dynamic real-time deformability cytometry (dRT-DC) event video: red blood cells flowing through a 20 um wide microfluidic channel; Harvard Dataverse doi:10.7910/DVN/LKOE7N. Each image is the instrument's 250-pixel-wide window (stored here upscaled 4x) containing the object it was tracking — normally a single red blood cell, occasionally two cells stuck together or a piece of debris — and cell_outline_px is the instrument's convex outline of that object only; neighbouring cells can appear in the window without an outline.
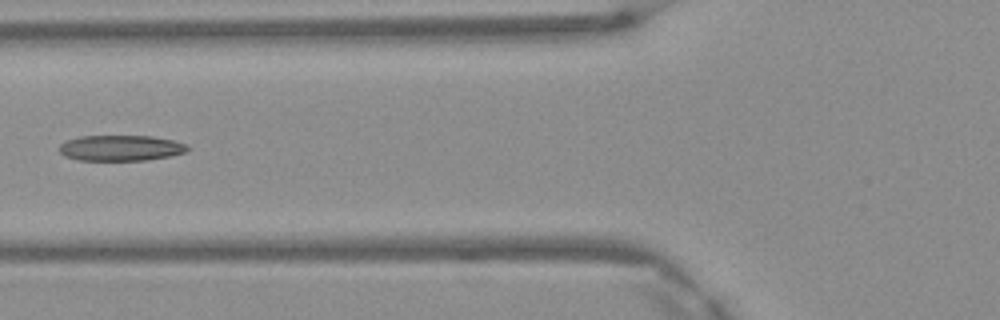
{"species": "Egyptian fruit bat (a non-hibernating species)", "species_latin": "Rousettus aegyptiacus", "temperature_condition": "warm", "stored_images_in_passage": 4, "camera_frame_rate_fps": 3000, "um_per_image_px": 0.085, "frame": {"image": 1, "passage_image": 4, "time_ms": 1.0, "image_size_px": [1000, 320], "cell_outline_px": [[188, 152], [172, 156], [148, 160], [80, 160], [64, 156], [60, 152], [60, 144], [68, 140], [80, 136], [152, 136], [176, 140], [188, 144]], "centroid_in_image_um": [10.34, 12.58], "position_along_channel_um": 115.5, "area_um2": 19.36}}